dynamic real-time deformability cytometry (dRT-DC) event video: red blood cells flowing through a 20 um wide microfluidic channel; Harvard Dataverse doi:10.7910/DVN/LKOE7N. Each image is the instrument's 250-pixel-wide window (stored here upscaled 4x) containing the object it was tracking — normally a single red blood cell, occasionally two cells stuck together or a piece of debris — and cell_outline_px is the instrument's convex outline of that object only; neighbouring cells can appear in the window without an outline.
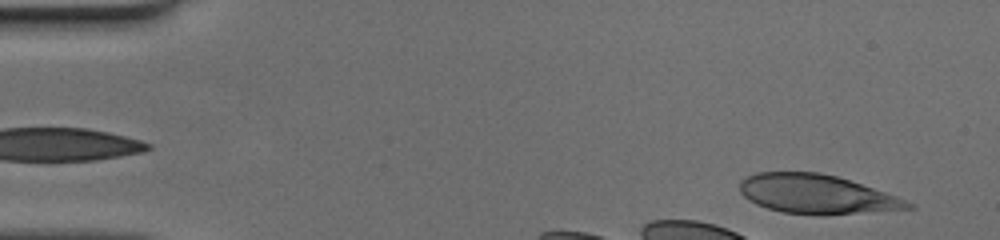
{"species": "human", "species_latin": "Homo sapiens", "temperature_condition": "cold", "stored_images_in_passage": 33, "camera_frame_rate_fps": 3000, "um_per_image_px": 0.085, "donor": {"sex": "female"}, "frame": {"image": 1, "passage_image": 2, "time_ms": 0.333, "image_size_px": [1000, 240], "cell_outline_px": [[916, 208], [824, 216], [820, 216], [784, 212], [768, 208], [756, 204], [744, 196], [740, 192], [740, 180], [756, 172], [820, 172], [836, 176], [896, 196], [916, 204]], "centroid_in_image_um": [69.42, 16.52], "position_along_channel_um": 15.6, "area_um2": 38.38}}
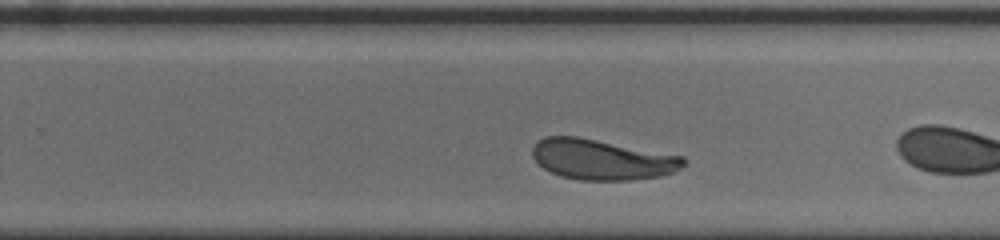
{"frame": {"image": 2, "passage_image": 25, "time_ms": 8.0, "image_size_px": [1000, 240], "cell_outline_px": [[684, 164], [680, 168], [672, 172], [660, 176], [628, 180], [580, 180], [560, 176], [544, 168], [532, 156], [532, 148], [536, 140], [544, 136], [576, 136], [684, 156]], "centroid_in_image_um": [51.13, 13.55], "position_along_channel_um": 278.7, "area_um2": 35.43}}
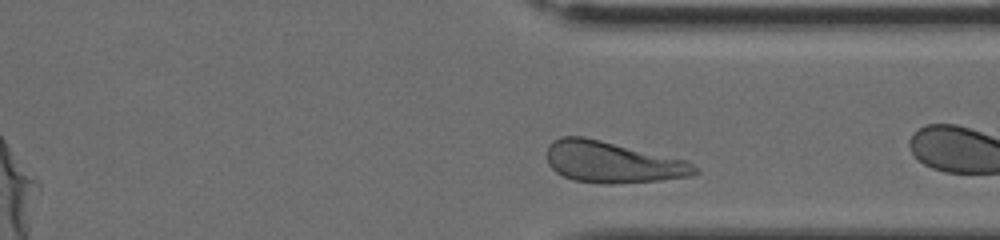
{"frame": {"image": 3, "passage_image": 31, "time_ms": 10.0, "image_size_px": [1000, 240], "cell_outline_px": [[700, 172], [692, 176], [660, 180], [612, 184], [604, 184], [572, 180], [556, 172], [548, 164], [548, 144], [552, 140], [560, 136], [584, 136], [688, 160]], "centroid_in_image_um": [52.06, 13.78], "position_along_channel_um": 359.3, "area_um2": 35.84}}